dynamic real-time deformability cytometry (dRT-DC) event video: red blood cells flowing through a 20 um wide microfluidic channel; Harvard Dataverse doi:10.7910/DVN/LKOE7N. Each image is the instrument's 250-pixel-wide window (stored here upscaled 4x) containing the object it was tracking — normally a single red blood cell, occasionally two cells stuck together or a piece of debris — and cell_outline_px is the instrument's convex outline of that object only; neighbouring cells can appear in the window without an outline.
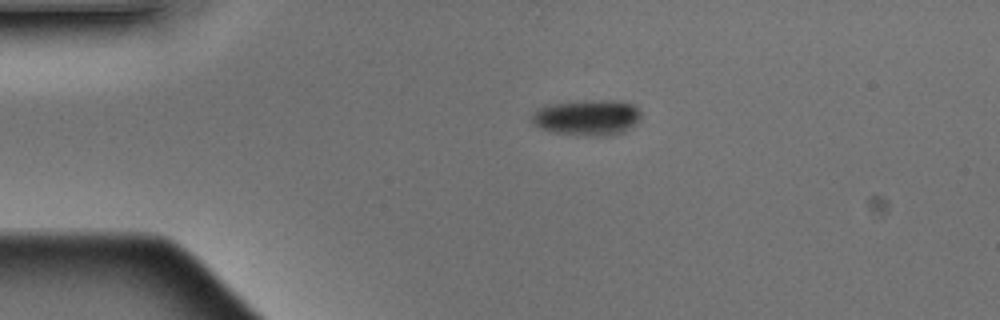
{"species": "Egyptian fruit bat (a non-hibernating species)", "species_latin": "Rousettus aegyptiacus", "temperature_condition": "warm", "stored_images_in_passage": 2, "camera_frame_rate_fps": 3000, "um_per_image_px": 0.085, "animal": {"sex": "male"}, "frame": {"image": 1, "passage_image": 1, "time_ms": 0.0, "image_size_px": [1000, 320], "cell_outline_px": [[640, 116], [628, 128], [620, 132], [608, 136], [588, 136], [552, 132], [540, 128], [532, 124], [528, 116], [532, 112], [548, 104], [588, 100], [620, 100], [632, 104], [640, 112]], "centroid_in_image_um": [49.82, 9.98], "position_along_channel_um": 35.2, "area_um2": 22.77}}